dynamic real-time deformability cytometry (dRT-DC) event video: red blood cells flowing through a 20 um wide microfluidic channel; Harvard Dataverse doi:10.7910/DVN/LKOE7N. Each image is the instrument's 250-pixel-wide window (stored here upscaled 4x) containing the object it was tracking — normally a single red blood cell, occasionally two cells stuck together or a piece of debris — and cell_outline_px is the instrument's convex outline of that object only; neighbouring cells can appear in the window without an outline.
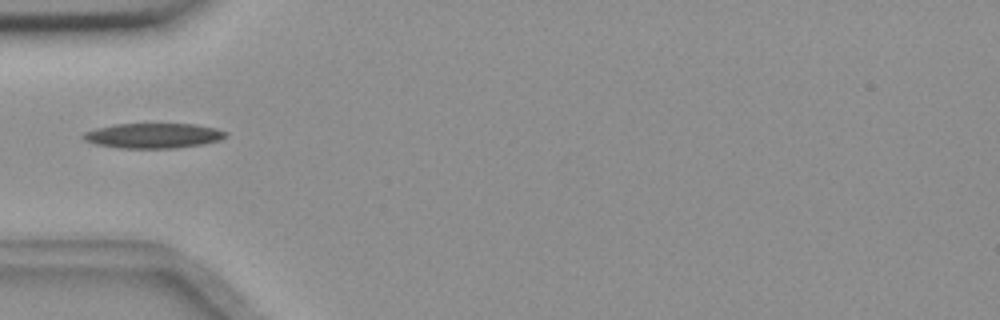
{"species": "common noctule bat (a hibernating species)", "species_latin": "Nyctalus noctula", "temperature_condition": "room temperature", "stored_images_in_passage": 1, "camera_frame_rate_fps": 3000, "um_per_image_px": 0.085, "animal": {"sex": "female", "body_mass_g": 18.4}, "frame": {"image": 1, "passage_image": 1, "time_ms": 0.0, "image_size_px": [1000, 320], "cell_outline_px": [[228, 136], [220, 140], [200, 144], [176, 148], [120, 148], [96, 144], [84, 140], [80, 136], [84, 132], [96, 128], [116, 124], [196, 124], [216, 128], [228, 132]], "centroid_in_image_um": [13.03, 11.53], "position_along_channel_um": 72.0, "area_um2": 20.81}}